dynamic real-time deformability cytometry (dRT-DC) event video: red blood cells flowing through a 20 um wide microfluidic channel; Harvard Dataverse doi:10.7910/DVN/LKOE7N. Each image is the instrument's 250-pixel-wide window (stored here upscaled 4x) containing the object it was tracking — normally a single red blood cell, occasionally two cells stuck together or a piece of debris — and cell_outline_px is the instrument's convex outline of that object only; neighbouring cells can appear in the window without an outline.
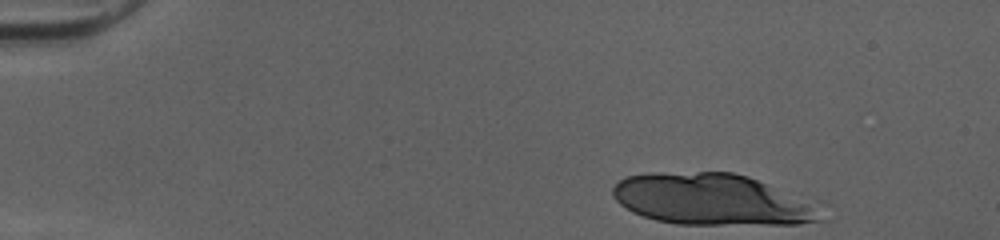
{"species": "human", "species_latin": "Homo sapiens", "temperature_condition": "cold", "stored_images_in_passage": 38, "camera_frame_rate_fps": 3000, "um_per_image_px": 0.085, "donor": {"sex": "female"}, "frame": {"image": 1, "passage_image": 1, "time_ms": 0.0, "image_size_px": [1000, 240], "cell_outline_px": [[832, 204], [828, 220], [800, 224], [676, 224], [656, 220], [632, 212], [620, 204], [612, 196], [612, 188], [624, 176], [652, 172], [732, 172], [748, 176]], "centroid_in_image_um": [60.84, 16.96], "position_along_channel_um": 24.2, "area_um2": 65.03}}
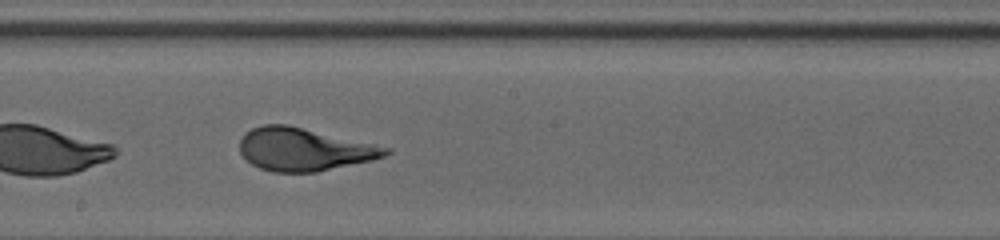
{"frame": {"image": 2, "passage_image": 24, "time_ms": 7.667, "image_size_px": [1000, 240], "cell_outline_px": [[392, 152], [384, 156], [372, 160], [316, 172], [272, 172], [260, 168], [252, 164], [240, 152], [240, 140], [244, 132], [252, 128], [264, 124], [288, 124], [392, 148]], "centroid_in_image_um": [25.84, 12.69], "position_along_channel_um": 222.4, "area_um2": 36.41}}
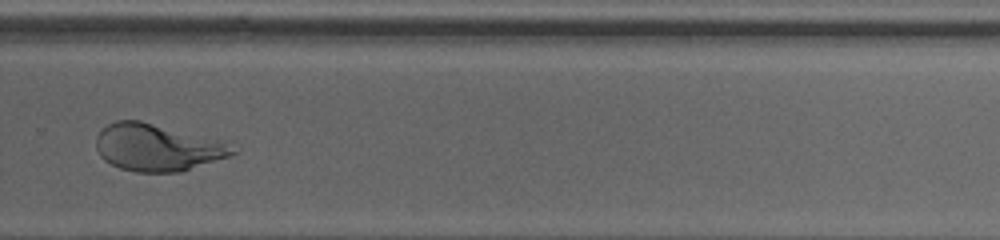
{"frame": {"image": 3, "passage_image": 31, "time_ms": 10.0, "image_size_px": [1000, 240], "cell_outline_px": [[240, 152], [232, 156], [180, 172], [136, 172], [120, 168], [104, 160], [100, 156], [96, 148], [96, 136], [108, 124], [116, 120], [140, 120], [216, 140]], "centroid_in_image_um": [13.32, 12.55], "position_along_channel_um": 316.5, "area_um2": 36.93}, "authors_computed_cell_mechanics": {"area_um2": 36.8475, "velocity_mm_per_s": 4.0387, "shape_relaxation_time_tau1_ms": 3.7471, "shape_relaxation_time_tau2_ms": null, "deformation_change_tau1": 0.1876, "deformation_change_tau2": null}}